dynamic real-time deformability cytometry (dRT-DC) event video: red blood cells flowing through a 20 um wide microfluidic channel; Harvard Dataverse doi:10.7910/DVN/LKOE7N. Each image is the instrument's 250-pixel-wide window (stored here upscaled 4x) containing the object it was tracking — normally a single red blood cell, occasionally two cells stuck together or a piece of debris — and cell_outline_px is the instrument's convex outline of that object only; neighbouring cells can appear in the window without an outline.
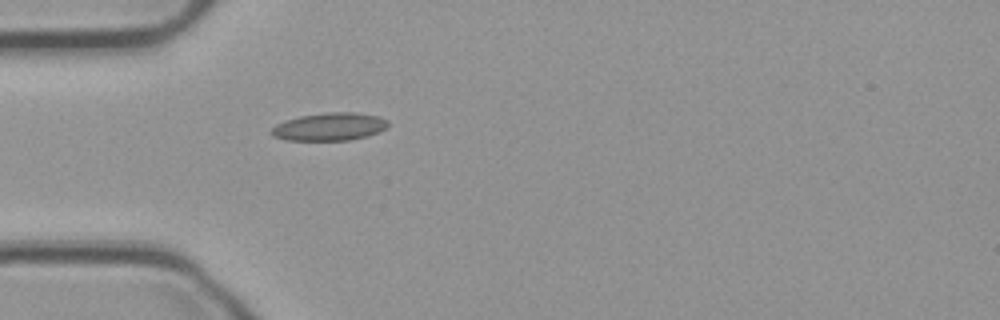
{"species": "common noctule bat (a hibernating species)", "species_latin": "Nyctalus noctula", "temperature_condition": "cold", "stored_images_in_passage": 40, "camera_frame_rate_fps": 3000, "um_per_image_px": 0.085, "animal": {"sex": "male", "body_mass_g": 23.1, "forearm_length_mm": 52.7}, "frame": {"image": 1, "passage_image": 1, "time_ms": 0.0, "image_size_px": [1000, 320], "cell_outline_px": [[388, 124], [380, 132], [368, 136], [348, 140], [284, 140], [272, 136], [268, 132], [276, 124], [284, 120], [300, 116], [328, 112], [356, 112], [380, 116], [388, 120]], "centroid_in_image_um": [27.99, 10.77], "position_along_channel_um": 57.0, "area_um2": 19.13}}
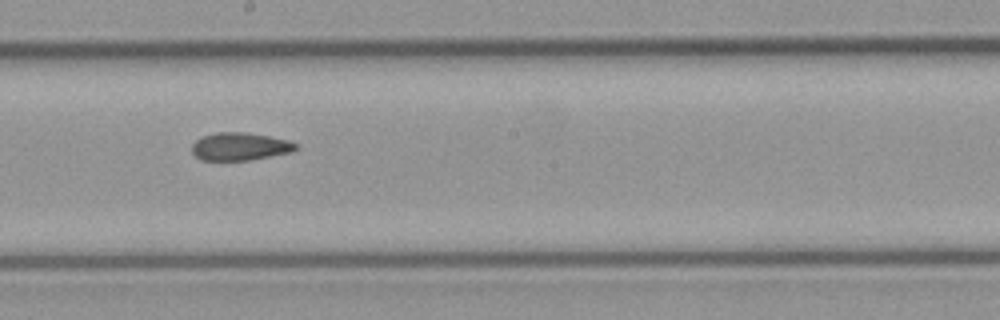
{"frame": {"image": 2, "passage_image": 15, "time_ms": 4.667, "image_size_px": [1000, 320], "cell_outline_px": [[300, 144], [292, 152], [248, 160], [200, 160], [192, 152], [192, 144], [200, 136], [216, 132], [244, 132], [268, 136], [288, 140]], "centroid_in_image_um": [20.38, 12.44], "position_along_channel_um": 227.8, "area_um2": 16.88}}
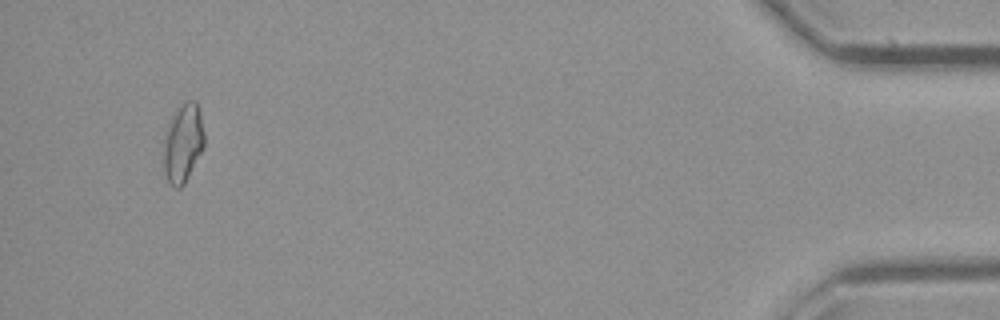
{"frame": {"image": 3, "passage_image": 37, "time_ms": 12.0, "image_size_px": [1000, 320], "cell_outline_px": [[204, 148], [184, 184], [180, 188], [172, 188], [168, 184], [164, 172], [164, 132], [180, 100], [196, 100], [200, 108], [204, 132]], "centroid_in_image_um": [15.55, 12.12], "position_along_channel_um": 419.6, "area_um2": 19.31}, "authors_computed_cell_mechanics": {"area_um2": 17.3978, "velocity_mm_per_s": 3.7262, "shape_relaxation_time_tau1_ms": null, "shape_relaxation_time_tau2_ms": 2.9848, "deformation_change_tau1": null, "deformation_change_tau2": 0.0887}}